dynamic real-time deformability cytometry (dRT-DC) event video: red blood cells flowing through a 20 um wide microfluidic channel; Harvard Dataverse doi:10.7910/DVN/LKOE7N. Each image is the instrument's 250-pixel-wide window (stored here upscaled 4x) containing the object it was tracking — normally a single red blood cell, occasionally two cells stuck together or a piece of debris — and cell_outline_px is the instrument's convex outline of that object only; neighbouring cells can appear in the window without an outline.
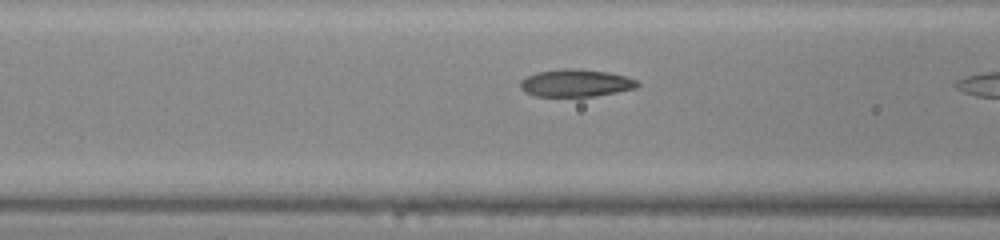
{"species": "common noctule bat (a hibernating species)", "species_latin": "Nyctalus noctula", "temperature_condition": "warm", "stored_images_in_passage": 28, "camera_frame_rate_fps": 3000, "um_per_image_px": 0.085, "animal": {"sex": "male", "body_mass_g": 20.0, "forearm_length_mm": 53.3}, "frame": {"image": 1, "passage_image": 8, "time_ms": 2.333, "image_size_px": [1000, 240], "cell_outline_px": [[640, 84], [636, 88], [596, 96], [536, 96], [524, 92], [520, 88], [520, 80], [536, 72], [564, 68], [576, 68], [608, 72], [624, 76], [636, 80]], "centroid_in_image_um": [48.92, 7.05], "position_along_channel_um": 117.7, "area_um2": 18.73}}
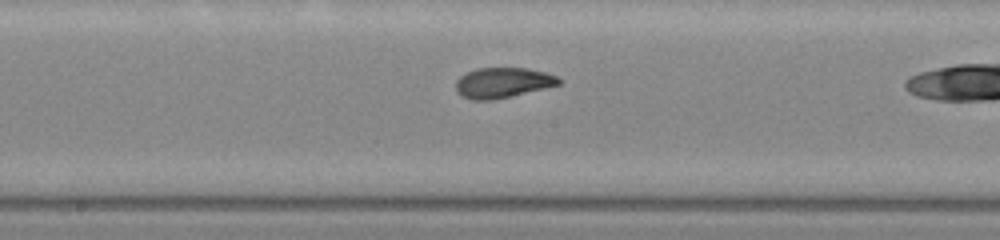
{"frame": {"image": 2, "passage_image": 14, "time_ms": 4.333, "image_size_px": [1000, 240], "cell_outline_px": [[560, 84], [544, 88], [492, 100], [472, 100], [456, 92], [456, 80], [460, 76], [476, 68], [528, 68], [544, 72], [556, 76], [560, 80]], "centroid_in_image_um": [42.7, 7.02], "position_along_channel_um": 205.5, "area_um2": 17.92}}
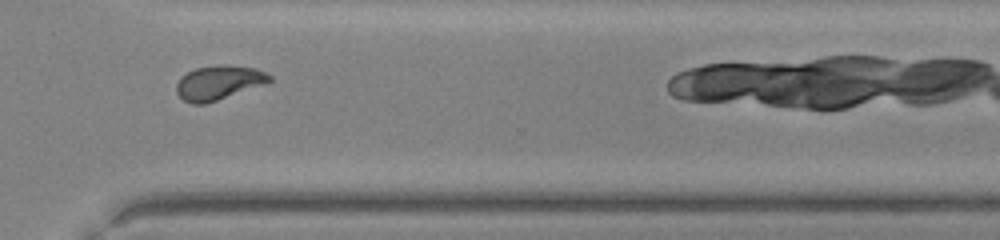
{"frame": {"image": 3, "passage_image": 24, "time_ms": 7.667, "image_size_px": [1000, 240], "cell_outline_px": [[272, 80], [264, 84], [204, 104], [192, 104], [184, 100], [176, 92], [176, 84], [180, 76], [196, 68], [216, 64], [224, 64], [252, 68], [264, 72], [272, 76]], "centroid_in_image_um": [18.55, 7.01], "position_along_channel_um": 352.1, "area_um2": 18.38}}